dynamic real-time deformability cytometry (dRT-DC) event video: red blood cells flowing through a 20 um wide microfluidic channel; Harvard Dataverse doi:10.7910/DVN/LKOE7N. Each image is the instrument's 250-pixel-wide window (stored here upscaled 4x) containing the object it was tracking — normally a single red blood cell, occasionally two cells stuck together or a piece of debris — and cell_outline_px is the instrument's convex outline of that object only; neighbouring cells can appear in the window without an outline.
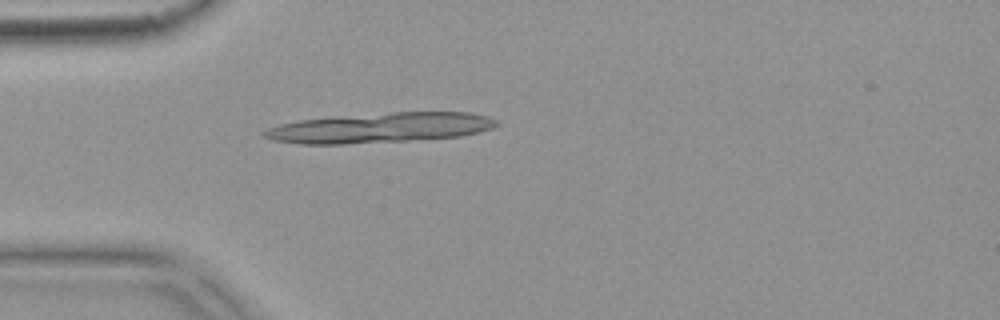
{"species": "common noctule bat (a hibernating species)", "species_latin": "Nyctalus noctula", "temperature_condition": "warm", "stored_images_in_passage": 1, "camera_frame_rate_fps": 3000, "um_per_image_px": 0.085, "animal": {"sex": "female", "body_mass_g": 18.4}, "frame": {"image": 1, "passage_image": 1, "time_ms": 0.0, "image_size_px": [1000, 320], "cell_outline_px": [[500, 124], [492, 128], [460, 136], [408, 140], [344, 144], [300, 144], [272, 140], [260, 136], [260, 132], [268, 128], [280, 124], [300, 120], [332, 116], [392, 112], [468, 112], [488, 116], [496, 120]], "centroid_in_image_um": [32.23, 10.85], "position_along_channel_um": 52.8, "area_um2": 40.69}}